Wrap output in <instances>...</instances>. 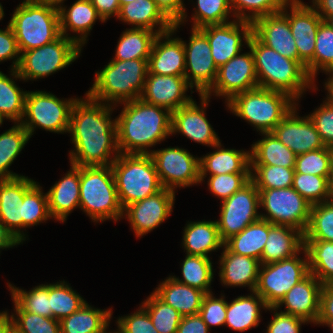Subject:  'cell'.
Masks as SVG:
<instances>
[{"label":"cell","instance_id":"cell-1","mask_svg":"<svg viewBox=\"0 0 333 333\" xmlns=\"http://www.w3.org/2000/svg\"><path fill=\"white\" fill-rule=\"evenodd\" d=\"M113 106L95 101L87 94L73 104L68 133L75 148L69 152L70 164L110 166L119 156L116 119H111Z\"/></svg>","mask_w":333,"mask_h":333},{"label":"cell","instance_id":"cell-2","mask_svg":"<svg viewBox=\"0 0 333 333\" xmlns=\"http://www.w3.org/2000/svg\"><path fill=\"white\" fill-rule=\"evenodd\" d=\"M120 104L124 108L115 118L119 153L149 154V147L171 135L172 113L167 109L141 98Z\"/></svg>","mask_w":333,"mask_h":333},{"label":"cell","instance_id":"cell-3","mask_svg":"<svg viewBox=\"0 0 333 333\" xmlns=\"http://www.w3.org/2000/svg\"><path fill=\"white\" fill-rule=\"evenodd\" d=\"M247 48L251 49L254 55L258 87L286 93L296 102L307 88L317 89L306 69L298 61L283 57L253 34Z\"/></svg>","mask_w":333,"mask_h":333},{"label":"cell","instance_id":"cell-4","mask_svg":"<svg viewBox=\"0 0 333 333\" xmlns=\"http://www.w3.org/2000/svg\"><path fill=\"white\" fill-rule=\"evenodd\" d=\"M148 73V60H111L97 71L86 94L93 100L113 105L140 98Z\"/></svg>","mask_w":333,"mask_h":333},{"label":"cell","instance_id":"cell-5","mask_svg":"<svg viewBox=\"0 0 333 333\" xmlns=\"http://www.w3.org/2000/svg\"><path fill=\"white\" fill-rule=\"evenodd\" d=\"M288 94L256 87L234 95L226 107L234 115L246 120L260 133L272 130L297 105Z\"/></svg>","mask_w":333,"mask_h":333},{"label":"cell","instance_id":"cell-6","mask_svg":"<svg viewBox=\"0 0 333 333\" xmlns=\"http://www.w3.org/2000/svg\"><path fill=\"white\" fill-rule=\"evenodd\" d=\"M80 208L96 223L123 218L111 165L80 167Z\"/></svg>","mask_w":333,"mask_h":333},{"label":"cell","instance_id":"cell-7","mask_svg":"<svg viewBox=\"0 0 333 333\" xmlns=\"http://www.w3.org/2000/svg\"><path fill=\"white\" fill-rule=\"evenodd\" d=\"M111 168L123 209L163 189L150 154L120 153Z\"/></svg>","mask_w":333,"mask_h":333},{"label":"cell","instance_id":"cell-8","mask_svg":"<svg viewBox=\"0 0 333 333\" xmlns=\"http://www.w3.org/2000/svg\"><path fill=\"white\" fill-rule=\"evenodd\" d=\"M8 24L20 54L52 43L61 36L58 10L34 0L19 3Z\"/></svg>","mask_w":333,"mask_h":333},{"label":"cell","instance_id":"cell-9","mask_svg":"<svg viewBox=\"0 0 333 333\" xmlns=\"http://www.w3.org/2000/svg\"><path fill=\"white\" fill-rule=\"evenodd\" d=\"M77 99H60L46 91H27L20 124L30 137L37 127L54 133H68L71 110Z\"/></svg>","mask_w":333,"mask_h":333},{"label":"cell","instance_id":"cell-10","mask_svg":"<svg viewBox=\"0 0 333 333\" xmlns=\"http://www.w3.org/2000/svg\"><path fill=\"white\" fill-rule=\"evenodd\" d=\"M81 49L76 41L61 35L52 43L22 52L18 74L23 81L45 78L76 61Z\"/></svg>","mask_w":333,"mask_h":333},{"label":"cell","instance_id":"cell-11","mask_svg":"<svg viewBox=\"0 0 333 333\" xmlns=\"http://www.w3.org/2000/svg\"><path fill=\"white\" fill-rule=\"evenodd\" d=\"M303 257L299 254L271 264H261L255 292L265 301L268 307H276L285 294L309 273L306 250Z\"/></svg>","mask_w":333,"mask_h":333},{"label":"cell","instance_id":"cell-12","mask_svg":"<svg viewBox=\"0 0 333 333\" xmlns=\"http://www.w3.org/2000/svg\"><path fill=\"white\" fill-rule=\"evenodd\" d=\"M260 207L266 214L260 218L275 225H287L305 233L309 220L311 204L293 187L279 189H258Z\"/></svg>","mask_w":333,"mask_h":333},{"label":"cell","instance_id":"cell-13","mask_svg":"<svg viewBox=\"0 0 333 333\" xmlns=\"http://www.w3.org/2000/svg\"><path fill=\"white\" fill-rule=\"evenodd\" d=\"M163 188L175 191L201 183L199 157L184 148L168 147L149 150Z\"/></svg>","mask_w":333,"mask_h":333},{"label":"cell","instance_id":"cell-14","mask_svg":"<svg viewBox=\"0 0 333 333\" xmlns=\"http://www.w3.org/2000/svg\"><path fill=\"white\" fill-rule=\"evenodd\" d=\"M221 202L220 219L216 222L224 243L260 219V214L257 212L260 208L259 190L251 180Z\"/></svg>","mask_w":333,"mask_h":333},{"label":"cell","instance_id":"cell-15","mask_svg":"<svg viewBox=\"0 0 333 333\" xmlns=\"http://www.w3.org/2000/svg\"><path fill=\"white\" fill-rule=\"evenodd\" d=\"M282 12L289 20L298 50V62L306 69L308 75L314 81L315 42L318 27L323 22V19L311 5H307L301 0H290Z\"/></svg>","mask_w":333,"mask_h":333},{"label":"cell","instance_id":"cell-16","mask_svg":"<svg viewBox=\"0 0 333 333\" xmlns=\"http://www.w3.org/2000/svg\"><path fill=\"white\" fill-rule=\"evenodd\" d=\"M258 87L257 73L252 50L238 54L218 68L212 87L204 94L212 93L228 102L234 95Z\"/></svg>","mask_w":333,"mask_h":333},{"label":"cell","instance_id":"cell-17","mask_svg":"<svg viewBox=\"0 0 333 333\" xmlns=\"http://www.w3.org/2000/svg\"><path fill=\"white\" fill-rule=\"evenodd\" d=\"M185 49V78L188 84L204 95L214 84L218 68L212 57L207 37L199 30L191 28V36Z\"/></svg>","mask_w":333,"mask_h":333},{"label":"cell","instance_id":"cell-18","mask_svg":"<svg viewBox=\"0 0 333 333\" xmlns=\"http://www.w3.org/2000/svg\"><path fill=\"white\" fill-rule=\"evenodd\" d=\"M175 191L163 188L156 194L141 201L129 204L123 209V218H127L137 237L153 231L173 212Z\"/></svg>","mask_w":333,"mask_h":333},{"label":"cell","instance_id":"cell-19","mask_svg":"<svg viewBox=\"0 0 333 333\" xmlns=\"http://www.w3.org/2000/svg\"><path fill=\"white\" fill-rule=\"evenodd\" d=\"M199 30L207 37L213 61L219 68L241 53L244 41L248 45L252 35V22L234 19L224 24L208 25Z\"/></svg>","mask_w":333,"mask_h":333},{"label":"cell","instance_id":"cell-20","mask_svg":"<svg viewBox=\"0 0 333 333\" xmlns=\"http://www.w3.org/2000/svg\"><path fill=\"white\" fill-rule=\"evenodd\" d=\"M199 96L200 106L192 100L172 113L171 135L181 133L196 143L213 147L220 139L205 116L210 98L205 95Z\"/></svg>","mask_w":333,"mask_h":333},{"label":"cell","instance_id":"cell-21","mask_svg":"<svg viewBox=\"0 0 333 333\" xmlns=\"http://www.w3.org/2000/svg\"><path fill=\"white\" fill-rule=\"evenodd\" d=\"M188 84L185 76H170L147 73L140 98L149 103L167 109L173 113L178 108L189 104L193 99L186 95Z\"/></svg>","mask_w":333,"mask_h":333},{"label":"cell","instance_id":"cell-22","mask_svg":"<svg viewBox=\"0 0 333 333\" xmlns=\"http://www.w3.org/2000/svg\"><path fill=\"white\" fill-rule=\"evenodd\" d=\"M297 105L272 130V133L296 156L326 147L308 116L297 115Z\"/></svg>","mask_w":333,"mask_h":333},{"label":"cell","instance_id":"cell-23","mask_svg":"<svg viewBox=\"0 0 333 333\" xmlns=\"http://www.w3.org/2000/svg\"><path fill=\"white\" fill-rule=\"evenodd\" d=\"M179 27V23H174L171 30L155 37L148 59V73L185 76L183 40L179 37L172 38Z\"/></svg>","mask_w":333,"mask_h":333},{"label":"cell","instance_id":"cell-24","mask_svg":"<svg viewBox=\"0 0 333 333\" xmlns=\"http://www.w3.org/2000/svg\"><path fill=\"white\" fill-rule=\"evenodd\" d=\"M36 183L28 176L0 179V220L22 244L26 240L23 229V197Z\"/></svg>","mask_w":333,"mask_h":333},{"label":"cell","instance_id":"cell-25","mask_svg":"<svg viewBox=\"0 0 333 333\" xmlns=\"http://www.w3.org/2000/svg\"><path fill=\"white\" fill-rule=\"evenodd\" d=\"M252 34L283 57L298 61V50L289 20L282 11L255 19Z\"/></svg>","mask_w":333,"mask_h":333},{"label":"cell","instance_id":"cell-26","mask_svg":"<svg viewBox=\"0 0 333 333\" xmlns=\"http://www.w3.org/2000/svg\"><path fill=\"white\" fill-rule=\"evenodd\" d=\"M322 287V283L312 273H309L285 294L275 308L281 309L280 306L283 307L284 304L285 310H281V312L300 317L315 325L319 316Z\"/></svg>","mask_w":333,"mask_h":333},{"label":"cell","instance_id":"cell-27","mask_svg":"<svg viewBox=\"0 0 333 333\" xmlns=\"http://www.w3.org/2000/svg\"><path fill=\"white\" fill-rule=\"evenodd\" d=\"M221 253L219 277L222 285L248 287L255 291L258 282L260 260L232 253L225 245Z\"/></svg>","mask_w":333,"mask_h":333},{"label":"cell","instance_id":"cell-28","mask_svg":"<svg viewBox=\"0 0 333 333\" xmlns=\"http://www.w3.org/2000/svg\"><path fill=\"white\" fill-rule=\"evenodd\" d=\"M52 218L64 223L67 216L80 208V167L71 164L70 170L47 192Z\"/></svg>","mask_w":333,"mask_h":333},{"label":"cell","instance_id":"cell-29","mask_svg":"<svg viewBox=\"0 0 333 333\" xmlns=\"http://www.w3.org/2000/svg\"><path fill=\"white\" fill-rule=\"evenodd\" d=\"M304 248V234L287 225L269 222V234L263 249L261 264H271L291 258Z\"/></svg>","mask_w":333,"mask_h":333},{"label":"cell","instance_id":"cell-30","mask_svg":"<svg viewBox=\"0 0 333 333\" xmlns=\"http://www.w3.org/2000/svg\"><path fill=\"white\" fill-rule=\"evenodd\" d=\"M66 8L64 6L58 10L61 35L73 39L82 48L88 41V34L96 20L99 19L102 23L105 21L90 0H77L67 10ZM68 30L79 36H68Z\"/></svg>","mask_w":333,"mask_h":333},{"label":"cell","instance_id":"cell-31","mask_svg":"<svg viewBox=\"0 0 333 333\" xmlns=\"http://www.w3.org/2000/svg\"><path fill=\"white\" fill-rule=\"evenodd\" d=\"M221 142L213 146L217 148L199 158L200 180L204 181L207 173L210 176L229 173H251L250 151L221 148Z\"/></svg>","mask_w":333,"mask_h":333},{"label":"cell","instance_id":"cell-32","mask_svg":"<svg viewBox=\"0 0 333 333\" xmlns=\"http://www.w3.org/2000/svg\"><path fill=\"white\" fill-rule=\"evenodd\" d=\"M117 18L131 24L133 28L152 30L157 34L173 28V23L161 12L154 0H136L124 4L120 7Z\"/></svg>","mask_w":333,"mask_h":333},{"label":"cell","instance_id":"cell-33","mask_svg":"<svg viewBox=\"0 0 333 333\" xmlns=\"http://www.w3.org/2000/svg\"><path fill=\"white\" fill-rule=\"evenodd\" d=\"M162 301L177 310L182 317L199 314L205 293L178 282L171 275L153 291Z\"/></svg>","mask_w":333,"mask_h":333},{"label":"cell","instance_id":"cell-34","mask_svg":"<svg viewBox=\"0 0 333 333\" xmlns=\"http://www.w3.org/2000/svg\"><path fill=\"white\" fill-rule=\"evenodd\" d=\"M183 231L181 244L187 255L208 257V253L224 247L216 221H191Z\"/></svg>","mask_w":333,"mask_h":333},{"label":"cell","instance_id":"cell-35","mask_svg":"<svg viewBox=\"0 0 333 333\" xmlns=\"http://www.w3.org/2000/svg\"><path fill=\"white\" fill-rule=\"evenodd\" d=\"M251 295L238 296L227 302L225 325L234 331L244 332L258 327L261 319V309L268 310L265 301L255 292Z\"/></svg>","mask_w":333,"mask_h":333},{"label":"cell","instance_id":"cell-36","mask_svg":"<svg viewBox=\"0 0 333 333\" xmlns=\"http://www.w3.org/2000/svg\"><path fill=\"white\" fill-rule=\"evenodd\" d=\"M112 309H98L87 302L75 313L59 321L60 333H103L109 329Z\"/></svg>","mask_w":333,"mask_h":333},{"label":"cell","instance_id":"cell-37","mask_svg":"<svg viewBox=\"0 0 333 333\" xmlns=\"http://www.w3.org/2000/svg\"><path fill=\"white\" fill-rule=\"evenodd\" d=\"M261 134L264 138L252 144L250 150L251 165H275L294 168L296 154L272 132Z\"/></svg>","mask_w":333,"mask_h":333},{"label":"cell","instance_id":"cell-38","mask_svg":"<svg viewBox=\"0 0 333 333\" xmlns=\"http://www.w3.org/2000/svg\"><path fill=\"white\" fill-rule=\"evenodd\" d=\"M268 234L269 221L260 218L228 239L224 245L232 253L261 260Z\"/></svg>","mask_w":333,"mask_h":333},{"label":"cell","instance_id":"cell-39","mask_svg":"<svg viewBox=\"0 0 333 333\" xmlns=\"http://www.w3.org/2000/svg\"><path fill=\"white\" fill-rule=\"evenodd\" d=\"M158 34L152 30L130 28L122 32L112 60H148Z\"/></svg>","mask_w":333,"mask_h":333},{"label":"cell","instance_id":"cell-40","mask_svg":"<svg viewBox=\"0 0 333 333\" xmlns=\"http://www.w3.org/2000/svg\"><path fill=\"white\" fill-rule=\"evenodd\" d=\"M10 73L8 77L0 71V113L16 124L22 121L27 91L21 90L14 81V78L22 80L17 69H11Z\"/></svg>","mask_w":333,"mask_h":333},{"label":"cell","instance_id":"cell-41","mask_svg":"<svg viewBox=\"0 0 333 333\" xmlns=\"http://www.w3.org/2000/svg\"><path fill=\"white\" fill-rule=\"evenodd\" d=\"M310 273L323 286H333V242L304 240Z\"/></svg>","mask_w":333,"mask_h":333},{"label":"cell","instance_id":"cell-42","mask_svg":"<svg viewBox=\"0 0 333 333\" xmlns=\"http://www.w3.org/2000/svg\"><path fill=\"white\" fill-rule=\"evenodd\" d=\"M30 138L29 133L20 123L14 124L10 129L0 134V179L23 176L11 172L9 167L21 153Z\"/></svg>","mask_w":333,"mask_h":333},{"label":"cell","instance_id":"cell-43","mask_svg":"<svg viewBox=\"0 0 333 333\" xmlns=\"http://www.w3.org/2000/svg\"><path fill=\"white\" fill-rule=\"evenodd\" d=\"M181 266L183 279L172 276L175 280L205 294L212 292L210 288L214 270L210 257L186 255Z\"/></svg>","mask_w":333,"mask_h":333},{"label":"cell","instance_id":"cell-44","mask_svg":"<svg viewBox=\"0 0 333 333\" xmlns=\"http://www.w3.org/2000/svg\"><path fill=\"white\" fill-rule=\"evenodd\" d=\"M48 297L53 318L58 321L75 313L87 302L64 280L48 284Z\"/></svg>","mask_w":333,"mask_h":333},{"label":"cell","instance_id":"cell-45","mask_svg":"<svg viewBox=\"0 0 333 333\" xmlns=\"http://www.w3.org/2000/svg\"><path fill=\"white\" fill-rule=\"evenodd\" d=\"M292 187L311 205L333 199L332 177L294 172Z\"/></svg>","mask_w":333,"mask_h":333},{"label":"cell","instance_id":"cell-46","mask_svg":"<svg viewBox=\"0 0 333 333\" xmlns=\"http://www.w3.org/2000/svg\"><path fill=\"white\" fill-rule=\"evenodd\" d=\"M8 288L11 292L12 300H14L24 311L38 314L47 318H53L50 308V300L48 297V284L35 286L29 291L19 289L10 283Z\"/></svg>","mask_w":333,"mask_h":333},{"label":"cell","instance_id":"cell-47","mask_svg":"<svg viewBox=\"0 0 333 333\" xmlns=\"http://www.w3.org/2000/svg\"><path fill=\"white\" fill-rule=\"evenodd\" d=\"M304 240L333 242V199L311 205L310 220Z\"/></svg>","mask_w":333,"mask_h":333},{"label":"cell","instance_id":"cell-48","mask_svg":"<svg viewBox=\"0 0 333 333\" xmlns=\"http://www.w3.org/2000/svg\"><path fill=\"white\" fill-rule=\"evenodd\" d=\"M155 329L159 333H176L182 316L172 306L162 301L154 292L142 302Z\"/></svg>","mask_w":333,"mask_h":333},{"label":"cell","instance_id":"cell-49","mask_svg":"<svg viewBox=\"0 0 333 333\" xmlns=\"http://www.w3.org/2000/svg\"><path fill=\"white\" fill-rule=\"evenodd\" d=\"M250 172V179L257 189H279L292 187L295 171L275 165H251Z\"/></svg>","mask_w":333,"mask_h":333},{"label":"cell","instance_id":"cell-50","mask_svg":"<svg viewBox=\"0 0 333 333\" xmlns=\"http://www.w3.org/2000/svg\"><path fill=\"white\" fill-rule=\"evenodd\" d=\"M36 182L23 197V229L53 219L48 205L47 192Z\"/></svg>","mask_w":333,"mask_h":333},{"label":"cell","instance_id":"cell-51","mask_svg":"<svg viewBox=\"0 0 333 333\" xmlns=\"http://www.w3.org/2000/svg\"><path fill=\"white\" fill-rule=\"evenodd\" d=\"M196 7L192 15L194 29L230 22L233 13L230 0H197Z\"/></svg>","mask_w":333,"mask_h":333},{"label":"cell","instance_id":"cell-52","mask_svg":"<svg viewBox=\"0 0 333 333\" xmlns=\"http://www.w3.org/2000/svg\"><path fill=\"white\" fill-rule=\"evenodd\" d=\"M290 0H230L232 16L237 20L253 22L255 19L281 12ZM300 1V0H293ZM248 11V12H247Z\"/></svg>","mask_w":333,"mask_h":333},{"label":"cell","instance_id":"cell-53","mask_svg":"<svg viewBox=\"0 0 333 333\" xmlns=\"http://www.w3.org/2000/svg\"><path fill=\"white\" fill-rule=\"evenodd\" d=\"M13 331L14 333H60V323L54 318L24 311L14 300Z\"/></svg>","mask_w":333,"mask_h":333},{"label":"cell","instance_id":"cell-54","mask_svg":"<svg viewBox=\"0 0 333 333\" xmlns=\"http://www.w3.org/2000/svg\"><path fill=\"white\" fill-rule=\"evenodd\" d=\"M294 171L302 174L331 177V148L326 146L296 156Z\"/></svg>","mask_w":333,"mask_h":333},{"label":"cell","instance_id":"cell-55","mask_svg":"<svg viewBox=\"0 0 333 333\" xmlns=\"http://www.w3.org/2000/svg\"><path fill=\"white\" fill-rule=\"evenodd\" d=\"M314 52V82L320 70H333V29L324 21L319 25Z\"/></svg>","mask_w":333,"mask_h":333},{"label":"cell","instance_id":"cell-56","mask_svg":"<svg viewBox=\"0 0 333 333\" xmlns=\"http://www.w3.org/2000/svg\"><path fill=\"white\" fill-rule=\"evenodd\" d=\"M250 173H229L209 176L208 187L221 201L231 197L250 181Z\"/></svg>","mask_w":333,"mask_h":333},{"label":"cell","instance_id":"cell-57","mask_svg":"<svg viewBox=\"0 0 333 333\" xmlns=\"http://www.w3.org/2000/svg\"><path fill=\"white\" fill-rule=\"evenodd\" d=\"M227 301L224 295L215 298L213 292L205 294L202 300L199 315L207 326H225Z\"/></svg>","mask_w":333,"mask_h":333},{"label":"cell","instance_id":"cell-58","mask_svg":"<svg viewBox=\"0 0 333 333\" xmlns=\"http://www.w3.org/2000/svg\"><path fill=\"white\" fill-rule=\"evenodd\" d=\"M137 310L131 315L121 316L117 319L119 333H159L147 310L142 305Z\"/></svg>","mask_w":333,"mask_h":333},{"label":"cell","instance_id":"cell-59","mask_svg":"<svg viewBox=\"0 0 333 333\" xmlns=\"http://www.w3.org/2000/svg\"><path fill=\"white\" fill-rule=\"evenodd\" d=\"M307 116L313 122L325 146L333 148V105L324 100L319 108Z\"/></svg>","mask_w":333,"mask_h":333},{"label":"cell","instance_id":"cell-60","mask_svg":"<svg viewBox=\"0 0 333 333\" xmlns=\"http://www.w3.org/2000/svg\"><path fill=\"white\" fill-rule=\"evenodd\" d=\"M268 310L273 311L274 317L268 323L266 333H300L301 325L309 323L300 317L278 312L275 307H268Z\"/></svg>","mask_w":333,"mask_h":333},{"label":"cell","instance_id":"cell-61","mask_svg":"<svg viewBox=\"0 0 333 333\" xmlns=\"http://www.w3.org/2000/svg\"><path fill=\"white\" fill-rule=\"evenodd\" d=\"M13 60L11 69H17L20 62V51L17 40L11 26L8 24L5 30L0 29V62Z\"/></svg>","mask_w":333,"mask_h":333},{"label":"cell","instance_id":"cell-62","mask_svg":"<svg viewBox=\"0 0 333 333\" xmlns=\"http://www.w3.org/2000/svg\"><path fill=\"white\" fill-rule=\"evenodd\" d=\"M161 12L174 24L182 25L187 13L183 0H154Z\"/></svg>","mask_w":333,"mask_h":333},{"label":"cell","instance_id":"cell-63","mask_svg":"<svg viewBox=\"0 0 333 333\" xmlns=\"http://www.w3.org/2000/svg\"><path fill=\"white\" fill-rule=\"evenodd\" d=\"M327 320H333V286H323L321 289L316 325H323Z\"/></svg>","mask_w":333,"mask_h":333},{"label":"cell","instance_id":"cell-64","mask_svg":"<svg viewBox=\"0 0 333 333\" xmlns=\"http://www.w3.org/2000/svg\"><path fill=\"white\" fill-rule=\"evenodd\" d=\"M209 327L199 314L181 318L176 333H208Z\"/></svg>","mask_w":333,"mask_h":333},{"label":"cell","instance_id":"cell-65","mask_svg":"<svg viewBox=\"0 0 333 333\" xmlns=\"http://www.w3.org/2000/svg\"><path fill=\"white\" fill-rule=\"evenodd\" d=\"M96 8L98 14L104 21L110 19L109 17H118L120 12V4L118 0H90Z\"/></svg>","mask_w":333,"mask_h":333},{"label":"cell","instance_id":"cell-66","mask_svg":"<svg viewBox=\"0 0 333 333\" xmlns=\"http://www.w3.org/2000/svg\"><path fill=\"white\" fill-rule=\"evenodd\" d=\"M312 7L328 25H333V0H312Z\"/></svg>","mask_w":333,"mask_h":333},{"label":"cell","instance_id":"cell-67","mask_svg":"<svg viewBox=\"0 0 333 333\" xmlns=\"http://www.w3.org/2000/svg\"><path fill=\"white\" fill-rule=\"evenodd\" d=\"M20 242L7 229L6 225L0 220V250L12 248L19 245Z\"/></svg>","mask_w":333,"mask_h":333},{"label":"cell","instance_id":"cell-68","mask_svg":"<svg viewBox=\"0 0 333 333\" xmlns=\"http://www.w3.org/2000/svg\"><path fill=\"white\" fill-rule=\"evenodd\" d=\"M9 312H0V333H14L13 331V317Z\"/></svg>","mask_w":333,"mask_h":333},{"label":"cell","instance_id":"cell-69","mask_svg":"<svg viewBox=\"0 0 333 333\" xmlns=\"http://www.w3.org/2000/svg\"><path fill=\"white\" fill-rule=\"evenodd\" d=\"M327 75H329L327 81L324 83L325 84V89L328 91L327 93V98L326 101L333 105V70L326 72Z\"/></svg>","mask_w":333,"mask_h":333},{"label":"cell","instance_id":"cell-70","mask_svg":"<svg viewBox=\"0 0 333 333\" xmlns=\"http://www.w3.org/2000/svg\"><path fill=\"white\" fill-rule=\"evenodd\" d=\"M34 1L59 10L63 6L65 0H34Z\"/></svg>","mask_w":333,"mask_h":333},{"label":"cell","instance_id":"cell-71","mask_svg":"<svg viewBox=\"0 0 333 333\" xmlns=\"http://www.w3.org/2000/svg\"><path fill=\"white\" fill-rule=\"evenodd\" d=\"M331 177H332V185H333V148H331Z\"/></svg>","mask_w":333,"mask_h":333},{"label":"cell","instance_id":"cell-72","mask_svg":"<svg viewBox=\"0 0 333 333\" xmlns=\"http://www.w3.org/2000/svg\"><path fill=\"white\" fill-rule=\"evenodd\" d=\"M323 325H327L333 333V320H327Z\"/></svg>","mask_w":333,"mask_h":333},{"label":"cell","instance_id":"cell-73","mask_svg":"<svg viewBox=\"0 0 333 333\" xmlns=\"http://www.w3.org/2000/svg\"><path fill=\"white\" fill-rule=\"evenodd\" d=\"M133 1H136V0H118V2L120 4V7L124 4H128V3H131Z\"/></svg>","mask_w":333,"mask_h":333},{"label":"cell","instance_id":"cell-74","mask_svg":"<svg viewBox=\"0 0 333 333\" xmlns=\"http://www.w3.org/2000/svg\"><path fill=\"white\" fill-rule=\"evenodd\" d=\"M4 15H5V14H4L3 6H2V4L0 3V20L3 19Z\"/></svg>","mask_w":333,"mask_h":333},{"label":"cell","instance_id":"cell-75","mask_svg":"<svg viewBox=\"0 0 333 333\" xmlns=\"http://www.w3.org/2000/svg\"><path fill=\"white\" fill-rule=\"evenodd\" d=\"M5 120V118L3 117V115L0 113V126L3 124V121Z\"/></svg>","mask_w":333,"mask_h":333},{"label":"cell","instance_id":"cell-76","mask_svg":"<svg viewBox=\"0 0 333 333\" xmlns=\"http://www.w3.org/2000/svg\"><path fill=\"white\" fill-rule=\"evenodd\" d=\"M107 331H108V330L106 329L103 333H119V331H115V330H114V332H110V331L107 332Z\"/></svg>","mask_w":333,"mask_h":333}]
</instances>
